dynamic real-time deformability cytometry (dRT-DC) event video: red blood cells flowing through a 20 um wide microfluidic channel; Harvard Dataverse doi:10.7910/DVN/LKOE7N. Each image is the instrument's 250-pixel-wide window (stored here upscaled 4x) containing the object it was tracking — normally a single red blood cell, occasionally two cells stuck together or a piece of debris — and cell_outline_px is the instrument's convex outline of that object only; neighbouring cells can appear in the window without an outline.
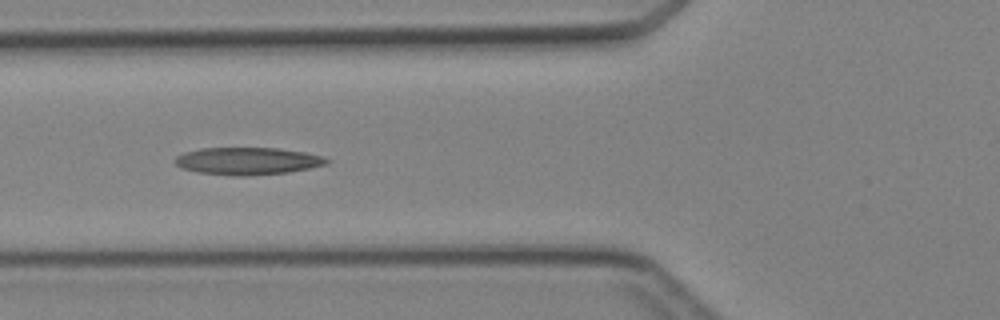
{"species": "Egyptian fruit bat (a non-hibernating species)", "species_latin": "Rousettus aegyptiacus", "temperature_condition": "cold", "stored_images_in_passage": 4, "camera_frame_rate_fps": 3000, "um_per_image_px": 0.085, "animal": {"sex": "female"}, "frame": {"image": 1, "passage_image": 4, "time_ms": 3.333, "image_size_px": [1000, 320], "cell_outline_px": [[332, 160], [328, 164], [288, 172], [248, 176], [236, 176], [196, 172], [180, 168], [172, 160], [176, 156], [184, 152], [200, 148], [276, 148], [304, 152], [324, 156]], "centroid_in_image_um": [21.03, 13.69], "position_along_channel_um": 104.8, "area_um2": 24.39}}